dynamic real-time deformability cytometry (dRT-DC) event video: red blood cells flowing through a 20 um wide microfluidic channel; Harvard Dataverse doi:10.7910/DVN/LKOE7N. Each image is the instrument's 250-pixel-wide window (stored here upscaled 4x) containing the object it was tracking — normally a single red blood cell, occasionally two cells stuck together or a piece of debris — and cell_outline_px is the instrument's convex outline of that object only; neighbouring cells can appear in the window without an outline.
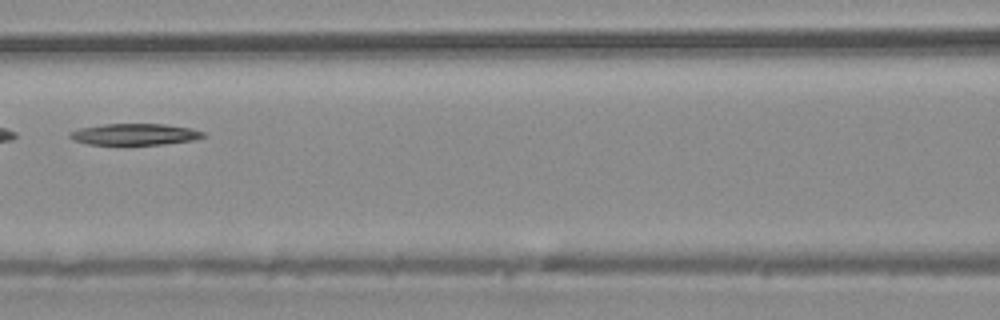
{"species": "common noctule bat (a hibernating species)", "species_latin": "Nyctalus noctula", "temperature_condition": "warm", "stored_images_in_passage": 39, "camera_frame_rate_fps": 3000, "um_per_image_px": 0.085, "animal": {"sex": "male", "body_mass_g": 20.4}, "frame": {"image": 1, "passage_image": 17, "time_ms": 5.333, "image_size_px": [1000, 320], "cell_outline_px": [[204, 136], [196, 140], [164, 144], [88, 144], [72, 140], [68, 136], [68, 132], [80, 128], [104, 124], [164, 124], [192, 128], [204, 132]], "centroid_in_image_um": [11.45, 11.41], "position_along_channel_um": 155.2, "area_um2": 16.65}}